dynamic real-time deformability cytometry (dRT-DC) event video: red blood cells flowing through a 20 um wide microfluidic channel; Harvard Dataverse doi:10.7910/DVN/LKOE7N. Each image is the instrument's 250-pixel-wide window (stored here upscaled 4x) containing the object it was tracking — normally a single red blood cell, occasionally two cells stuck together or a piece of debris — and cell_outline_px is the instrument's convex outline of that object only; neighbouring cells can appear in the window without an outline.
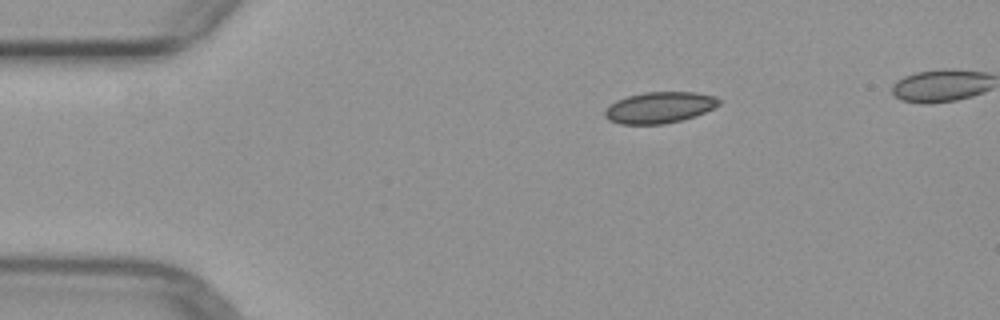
{"species": "common noctule bat (a hibernating species)", "species_latin": "Nyctalus noctula", "temperature_condition": "warm", "stored_images_in_passage": 2, "camera_frame_rate_fps": 3000, "um_per_image_px": 0.085, "animal": {"sex": "female", "body_mass_g": 29.2, "forearm_length_mm": 56.3}, "frame": {"image": 1, "passage_image": 2, "time_ms": 1.0, "image_size_px": [1000, 320], "cell_outline_px": [[720, 104], [696, 116], [664, 124], [620, 124], [608, 120], [604, 116], [604, 108], [616, 100], [628, 96], [644, 92], [696, 92], [716, 96], [720, 100]], "centroid_in_image_um": [56.03, 9.13], "position_along_channel_um": 29.0, "area_um2": 20.87}}